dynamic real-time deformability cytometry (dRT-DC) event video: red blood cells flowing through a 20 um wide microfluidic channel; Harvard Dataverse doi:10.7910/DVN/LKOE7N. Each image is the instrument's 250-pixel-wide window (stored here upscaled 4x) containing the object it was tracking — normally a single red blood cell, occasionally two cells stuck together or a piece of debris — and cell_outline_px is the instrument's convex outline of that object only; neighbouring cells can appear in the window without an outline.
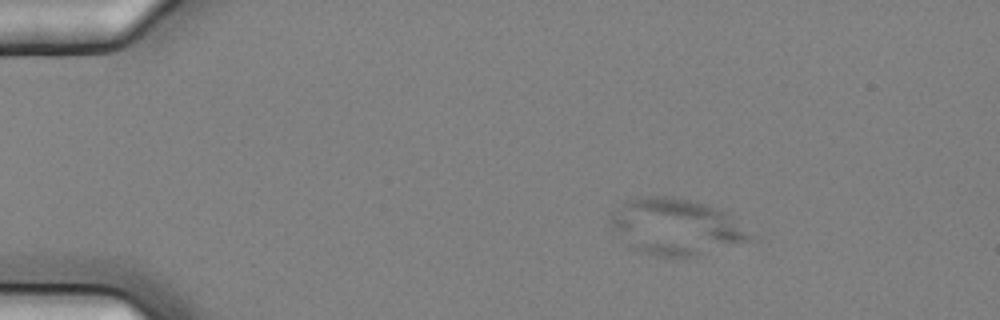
{"species": "common noctule bat (a hibernating species)", "species_latin": "Nyctalus noctula", "temperature_condition": "cold", "stored_images_in_passage": 7, "camera_frame_rate_fps": 3000, "um_per_image_px": 0.085, "animal": {"sex": "female", "body_mass_g": 25.1}, "frame": {"image": 1, "passage_image": 4, "time_ms": 1.0, "image_size_px": [1000, 320], "cell_outline_px": [[756, 236], [752, 240], [696, 256], [656, 256], [628, 248], [608, 224], [608, 220], [612, 212], [624, 200], [648, 196], [672, 196], [704, 204], [724, 212]], "centroid_in_image_um": [57.38, 19.28], "position_along_channel_um": 27.6, "area_um2": 45.78}}
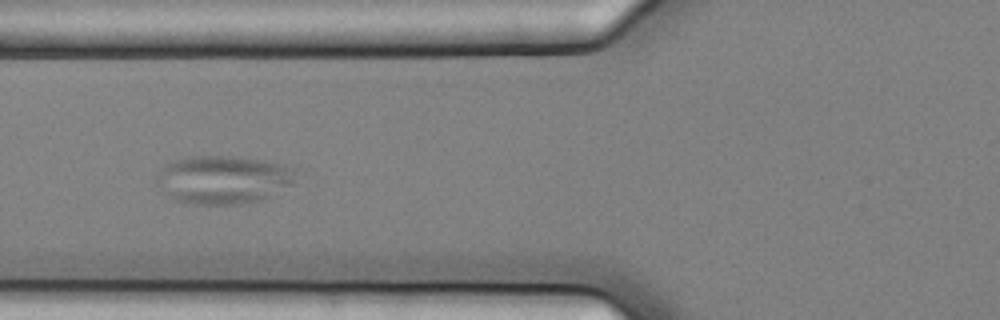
{"frame": {"image": 2, "passage_image": 7, "time_ms": 2.0, "image_size_px": [1000, 320], "cell_outline_px": [[296, 184], [260, 200], [248, 204], [192, 204], [176, 200], [160, 192], [152, 180], [156, 172], [164, 164], [172, 160], [188, 156], [232, 156], [264, 160], [296, 168]], "centroid_in_image_um": [18.92, 15.27], "position_along_channel_um": 106.9, "area_um2": 40.29}}